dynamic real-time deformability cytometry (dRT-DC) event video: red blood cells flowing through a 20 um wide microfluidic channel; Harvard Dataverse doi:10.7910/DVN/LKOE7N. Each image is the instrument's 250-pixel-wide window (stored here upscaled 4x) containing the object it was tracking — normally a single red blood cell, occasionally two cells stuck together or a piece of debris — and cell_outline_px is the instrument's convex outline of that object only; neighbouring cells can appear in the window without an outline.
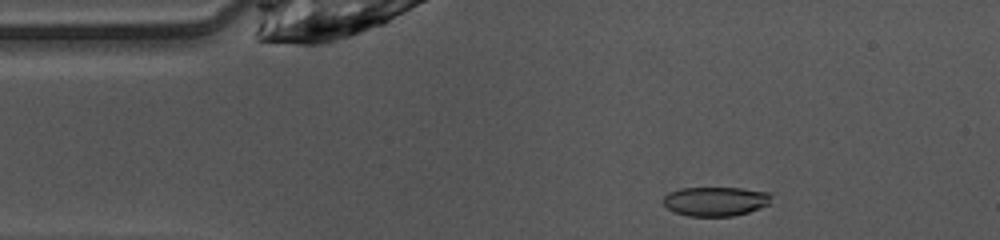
{"species": "common noctule bat (a hibernating species)", "species_latin": "Nyctalus noctula", "temperature_condition": "warm", "stored_images_in_passage": 45, "camera_frame_rate_fps": 3000, "um_per_image_px": 0.085, "animal": {"sex": "female", "body_mass_g": 10.0, "forearm_length_mm": 53.1}, "frame": {"image": 1, "passage_image": 4, "time_ms": 1.0, "image_size_px": [1000, 240], "cell_outline_px": [[772, 196], [768, 204], [748, 212], [732, 216], [688, 216], [676, 212], [668, 208], [664, 204], [664, 196], [668, 192], [680, 188], [740, 188], [768, 192]], "centroid_in_image_um": [60.8, 17.1], "position_along_channel_um": 24.2, "area_um2": 18.26}}
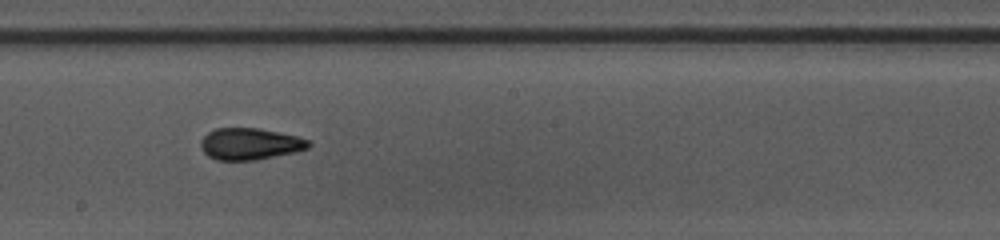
{"frame": {"image": 2, "passage_image": 22, "time_ms": 7.0, "image_size_px": [1000, 240], "cell_outline_px": [[312, 144], [308, 148], [296, 152], [256, 160], [216, 160], [208, 156], [200, 148], [200, 140], [208, 132], [216, 128], [260, 128], [296, 136], [312, 140]], "centroid_in_image_um": [21.26, 12.23], "position_along_channel_um": 226.9, "area_um2": 20.11}}
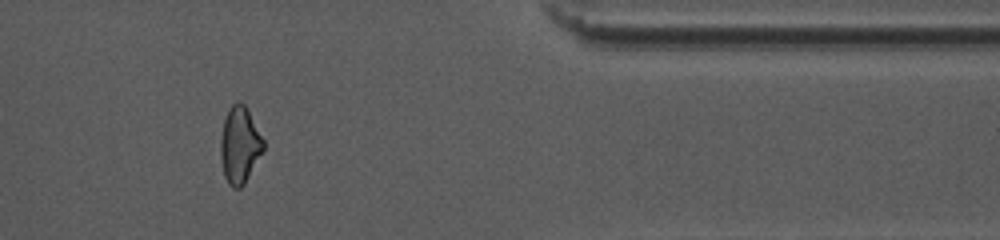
{"frame": {"image": 3, "passage_image": 36, "time_ms": 11.667, "image_size_px": [1000, 240], "cell_outline_px": [[264, 148], [244, 184], [240, 188], [232, 188], [228, 184], [224, 176], [220, 156], [220, 140], [224, 120], [232, 104], [244, 104], [264, 140]], "centroid_in_image_um": [20.36, 12.38], "position_along_channel_um": 391.0, "area_um2": 18.73}, "authors_computed_cell_mechanics": {"area_um2": 19.5364, "velocity_mm_per_s": 4.1076, "shape_relaxation_time_tau1_ms": 7.8448, "shape_relaxation_time_tau2_ms": 2.2264, "deformation_change_tau1": 0.1868, "deformation_change_tau2": 0.0803}}